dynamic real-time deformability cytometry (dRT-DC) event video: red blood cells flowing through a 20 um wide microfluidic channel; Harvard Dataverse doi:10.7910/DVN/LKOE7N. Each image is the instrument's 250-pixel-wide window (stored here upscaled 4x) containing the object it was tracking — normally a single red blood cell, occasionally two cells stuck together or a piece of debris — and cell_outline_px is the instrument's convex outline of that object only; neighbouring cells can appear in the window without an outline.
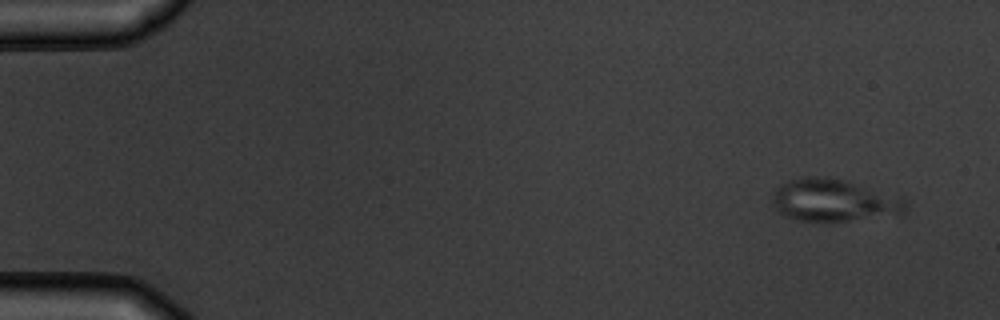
{"species": "common noctule bat (a hibernating species)", "species_latin": "Nyctalus noctula", "temperature_condition": "warm", "stored_images_in_passage": 4, "camera_frame_rate_fps": 3000, "um_per_image_px": 0.085, "animal": {"sex": "male", "body_mass_g": 19.5, "forearm_length_mm": 54.6}, "frame": {"image": 1, "passage_image": 1, "time_ms": 0.0, "image_size_px": [1000, 320], "cell_outline_px": [[908, 208], [904, 216], [848, 220], [796, 220], [784, 216], [776, 208], [772, 200], [776, 188], [780, 184], [788, 180], [808, 176], [824, 176], [844, 180], [904, 200], [908, 204]], "centroid_in_image_um": [70.88, 17.04], "position_along_channel_um": 14.1, "area_um2": 32.54}}